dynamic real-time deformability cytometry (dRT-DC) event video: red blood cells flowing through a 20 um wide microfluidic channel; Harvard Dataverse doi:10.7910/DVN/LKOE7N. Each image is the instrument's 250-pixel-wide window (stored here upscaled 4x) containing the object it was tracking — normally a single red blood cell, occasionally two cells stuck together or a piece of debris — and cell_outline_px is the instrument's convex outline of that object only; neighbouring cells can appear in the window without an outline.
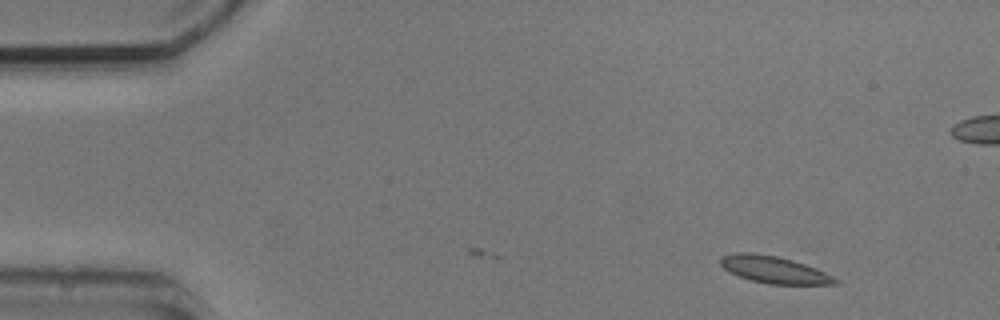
{"species": "common noctule bat (a hibernating species)", "species_latin": "Nyctalus noctula", "temperature_condition": "cold", "stored_images_in_passage": 5, "camera_frame_rate_fps": 3000, "um_per_image_px": 0.085, "animal": {"sex": "male", "body_mass_g": 20.5, "forearm_length_mm": 52.5}, "frame": {"image": 1, "passage_image": 1, "time_ms": 0.0, "image_size_px": [1000, 320], "cell_outline_px": [[840, 284], [768, 284], [752, 280], [728, 272], [720, 264], [720, 256], [736, 252], [752, 252], [776, 256], [792, 260], [816, 268], [840, 280]], "centroid_in_image_um": [65.78, 22.92], "position_along_channel_um": 19.2, "area_um2": 18.03}}